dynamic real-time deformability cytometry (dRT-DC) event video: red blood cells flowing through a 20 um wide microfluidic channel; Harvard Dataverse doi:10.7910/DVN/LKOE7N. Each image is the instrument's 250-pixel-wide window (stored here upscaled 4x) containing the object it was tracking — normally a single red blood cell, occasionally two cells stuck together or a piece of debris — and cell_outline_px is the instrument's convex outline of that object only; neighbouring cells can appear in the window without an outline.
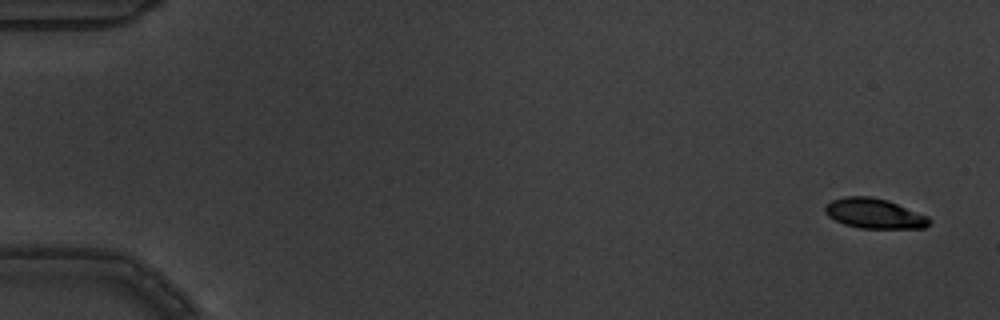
{"species": "common noctule bat (a hibernating species)", "species_latin": "Nyctalus noctula", "temperature_condition": "warm", "stored_images_in_passage": 5, "camera_frame_rate_fps": 3000, "um_per_image_px": 0.085, "animal": {"sex": "male", "body_mass_g": 19.5, "forearm_length_mm": 54.6}, "frame": {"image": 1, "passage_image": 1, "time_ms": 0.0, "image_size_px": [1000, 320], "cell_outline_px": [[932, 220], [924, 228], [860, 228], [844, 224], [828, 216], [824, 212], [824, 208], [832, 200], [844, 196], [872, 196], [888, 200], [928, 216]], "centroid_in_image_um": [74.32, 18.14], "position_along_channel_um": 10.7, "area_um2": 18.21}}